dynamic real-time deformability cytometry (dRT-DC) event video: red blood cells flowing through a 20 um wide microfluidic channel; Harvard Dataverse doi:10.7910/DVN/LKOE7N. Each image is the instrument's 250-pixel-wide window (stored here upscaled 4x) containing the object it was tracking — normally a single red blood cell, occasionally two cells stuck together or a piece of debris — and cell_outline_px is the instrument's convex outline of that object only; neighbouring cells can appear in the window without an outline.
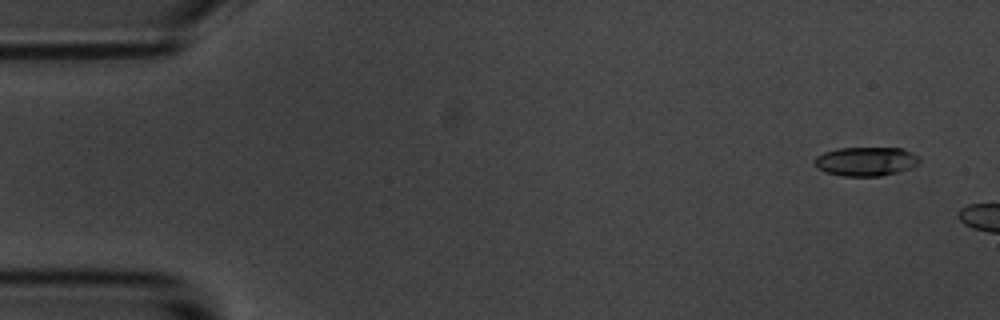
{"species": "common noctule bat (a hibernating species)", "species_latin": "Nyctalus noctula", "temperature_condition": "room temperature", "stored_images_in_passage": 3, "camera_frame_rate_fps": 3000, "um_per_image_px": 0.085, "animal": {"sex": "male", "body_mass_g": 20.1, "forearm_length_mm": 53.5}, "frame": {"image": 1, "passage_image": 1, "time_ms": 0.0, "image_size_px": [1000, 320], "cell_outline_px": [[920, 164], [896, 172], [880, 176], [840, 176], [824, 172], [816, 168], [812, 160], [816, 156], [824, 152], [836, 148], [900, 148], [912, 152], [920, 160]], "centroid_in_image_um": [73.53, 13.72], "position_along_channel_um": 11.5, "area_um2": 17.86}}